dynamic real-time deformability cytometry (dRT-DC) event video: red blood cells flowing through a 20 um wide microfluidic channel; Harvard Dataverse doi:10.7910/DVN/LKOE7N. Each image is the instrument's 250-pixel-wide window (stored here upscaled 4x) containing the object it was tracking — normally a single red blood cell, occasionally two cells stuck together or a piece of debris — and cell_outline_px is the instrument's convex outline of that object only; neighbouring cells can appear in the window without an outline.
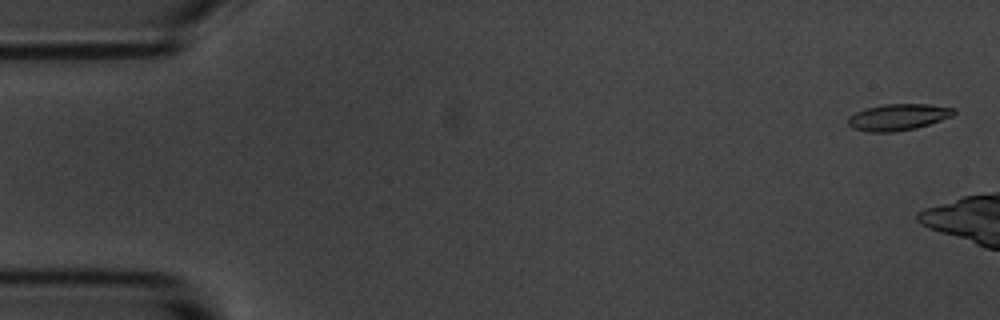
{"species": "common noctule bat (a hibernating species)", "species_latin": "Nyctalus noctula", "temperature_condition": "room temperature", "stored_images_in_passage": 4, "camera_frame_rate_fps": 3000, "um_per_image_px": 0.085, "animal": {"sex": "male", "body_mass_g": 20.1, "forearm_length_mm": 53.5}, "frame": {"image": 1, "passage_image": 1, "time_ms": 0.0, "image_size_px": [1000, 320], "cell_outline_px": [[956, 112], [952, 116], [916, 128], [892, 132], [868, 132], [852, 128], [848, 124], [848, 116], [864, 108], [884, 104], [928, 104], [956, 108]], "centroid_in_image_um": [76.32, 9.95], "position_along_channel_um": 8.7, "area_um2": 16.36}}